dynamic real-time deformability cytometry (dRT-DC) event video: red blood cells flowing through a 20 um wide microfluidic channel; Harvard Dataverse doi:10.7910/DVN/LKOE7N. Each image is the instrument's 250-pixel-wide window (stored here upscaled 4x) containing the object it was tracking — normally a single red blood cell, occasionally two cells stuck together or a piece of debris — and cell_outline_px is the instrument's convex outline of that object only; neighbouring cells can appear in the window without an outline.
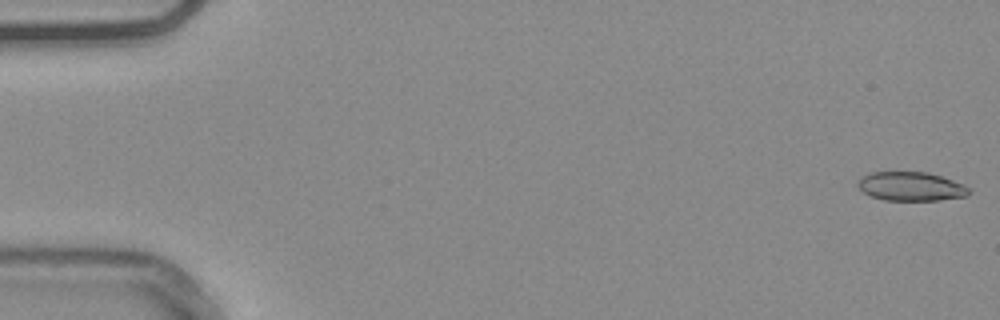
{"species": "common noctule bat (a hibernating species)", "species_latin": "Nyctalus noctula", "temperature_condition": "warm", "stored_images_in_passage": 54, "camera_frame_rate_fps": 3000, "um_per_image_px": 0.085, "animal": {"sex": "male", "body_mass_g": 20.4}, "frame": {"image": 1, "passage_image": 1, "time_ms": 0.0, "image_size_px": [1000, 320], "cell_outline_px": [[968, 192], [964, 196], [940, 200], [884, 200], [872, 196], [864, 192], [856, 184], [864, 176], [872, 172], [928, 172], [952, 180], [968, 188]], "centroid_in_image_um": [77.39, 15.84], "position_along_channel_um": 7.6, "area_um2": 18.26}}
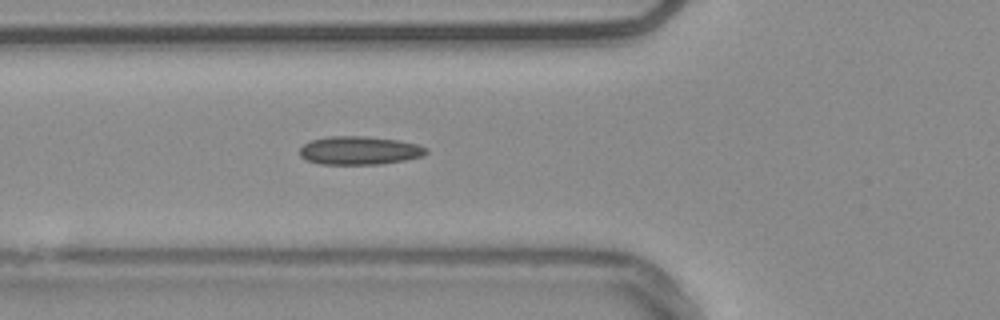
{"frame": {"image": 2, "passage_image": 20, "time_ms": 6.333, "image_size_px": [1000, 320], "cell_outline_px": [[428, 152], [420, 156], [404, 160], [380, 164], [320, 164], [304, 160], [300, 156], [300, 148], [304, 144], [312, 140], [328, 136], [368, 136], [396, 140], [416, 144], [428, 148]], "centroid_in_image_um": [30.51, 12.79], "position_along_channel_um": 95.3, "area_um2": 20.87}}
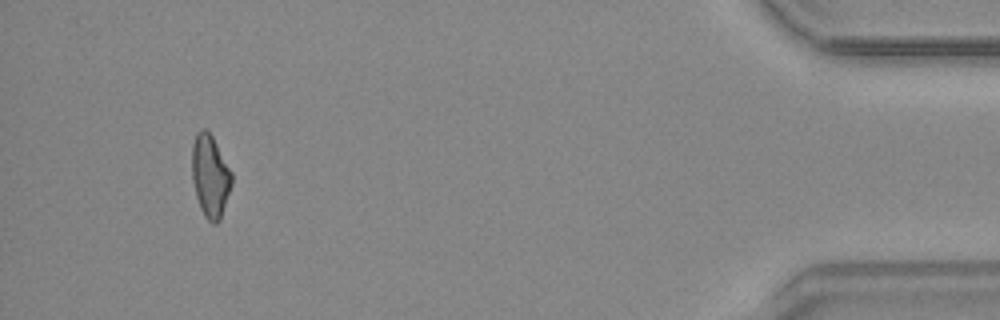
{"frame": {"image": 3, "passage_image": 51, "time_ms": 16.667, "image_size_px": [1000, 320], "cell_outline_px": [[232, 184], [220, 220], [216, 224], [212, 224], [204, 216], [200, 208], [196, 196], [192, 180], [192, 144], [196, 132], [200, 128], [204, 128], [212, 136], [232, 172]], "centroid_in_image_um": [17.86, 14.97], "position_along_channel_um": 417.3, "area_um2": 19.19}, "authors_computed_cell_mechanics": {"area_um2": 19.5942, "velocity_mm_per_s": 3.7799, "shape_relaxation_time_tau1_ms": null, "shape_relaxation_time_tau2_ms": 3.259, "deformation_change_tau1": null, "deformation_change_tau2": 0.0985}}